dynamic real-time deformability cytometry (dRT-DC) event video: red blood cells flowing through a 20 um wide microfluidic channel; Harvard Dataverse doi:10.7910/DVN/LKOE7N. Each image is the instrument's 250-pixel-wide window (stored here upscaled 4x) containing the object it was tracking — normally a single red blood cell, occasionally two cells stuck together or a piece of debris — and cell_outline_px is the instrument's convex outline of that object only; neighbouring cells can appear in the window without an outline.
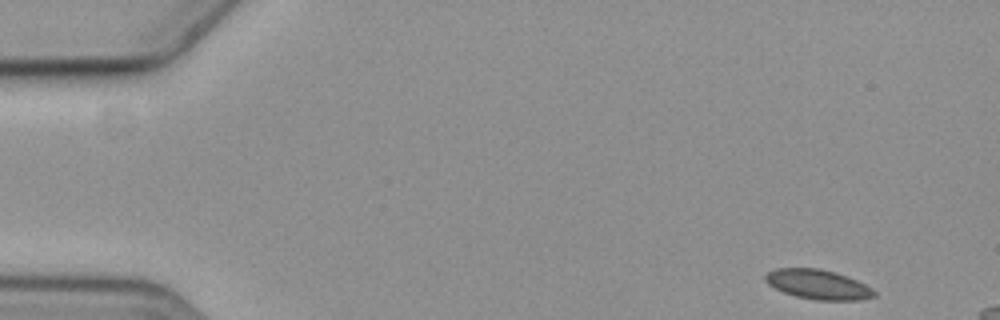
{"species": "common noctule bat (a hibernating species)", "species_latin": "Nyctalus noctula", "temperature_condition": "cold", "stored_images_in_passage": 4, "camera_frame_rate_fps": 3000, "um_per_image_px": 0.085, "animal": {"sex": "female", "body_mass_g": 19.3, "forearm_length_mm": 54.1}, "frame": {"image": 1, "passage_image": 1, "time_ms": 0.0, "image_size_px": [1000, 320], "cell_outline_px": [[876, 296], [860, 300], [816, 300], [796, 296], [784, 292], [768, 284], [764, 280], [764, 276], [768, 272], [776, 268], [820, 268], [836, 272], [848, 276], [872, 288], [876, 292]], "centroid_in_image_um": [69.54, 24.17], "position_along_channel_um": 15.5, "area_um2": 18.84}}